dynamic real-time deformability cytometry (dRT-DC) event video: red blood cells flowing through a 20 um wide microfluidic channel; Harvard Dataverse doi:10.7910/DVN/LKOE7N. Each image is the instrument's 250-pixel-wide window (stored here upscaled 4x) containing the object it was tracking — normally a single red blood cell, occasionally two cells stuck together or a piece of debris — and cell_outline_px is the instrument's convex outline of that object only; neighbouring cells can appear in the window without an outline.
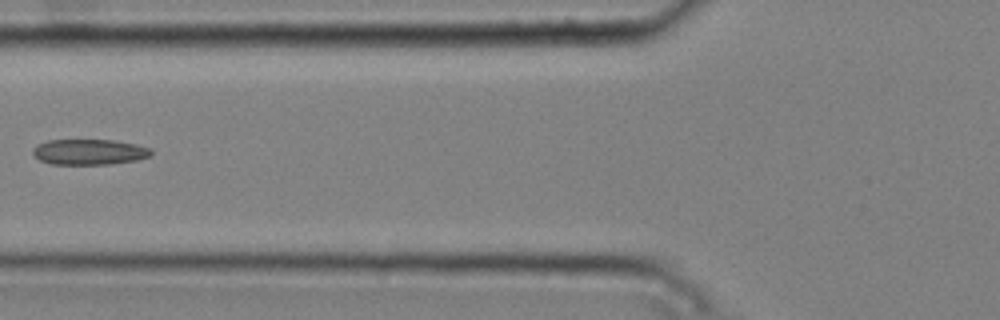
{"species": "common noctule bat (a hibernating species)", "species_latin": "Nyctalus noctula", "temperature_condition": "cold", "stored_images_in_passage": 7, "camera_frame_rate_fps": 3000, "um_per_image_px": 0.085, "animal": {"sex": "male", "body_mass_g": 20.4}, "frame": {"image": 1, "passage_image": 6, "time_ms": 1.667, "image_size_px": [1000, 320], "cell_outline_px": [[152, 156], [136, 160], [112, 164], [52, 164], [40, 160], [32, 152], [32, 148], [36, 144], [48, 140], [116, 140], [136, 144], [152, 148]], "centroid_in_image_um": [7.61, 12.91], "position_along_channel_um": 118.2, "area_um2": 17.8}}
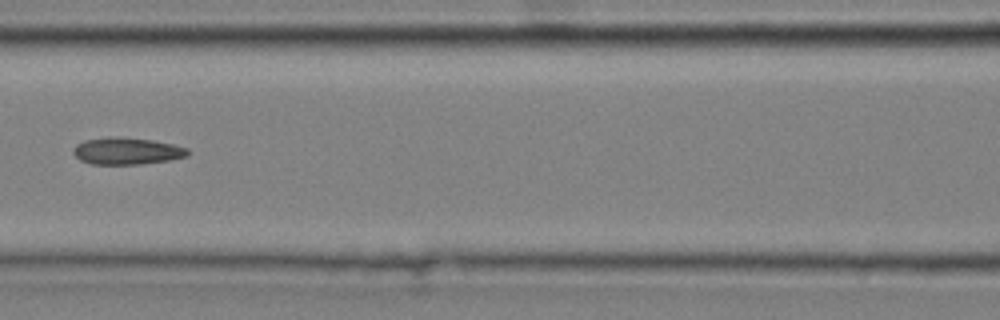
{"frame": {"image": 2, "passage_image": 7, "time_ms": 2.0, "image_size_px": [1000, 320], "cell_outline_px": [[188, 156], [168, 160], [140, 164], [92, 164], [80, 160], [72, 152], [72, 148], [76, 144], [84, 140], [108, 136], [120, 136], [152, 140], [172, 144], [188, 148]], "centroid_in_image_um": [10.74, 12.82], "position_along_channel_um": 155.9, "area_um2": 18.09}}